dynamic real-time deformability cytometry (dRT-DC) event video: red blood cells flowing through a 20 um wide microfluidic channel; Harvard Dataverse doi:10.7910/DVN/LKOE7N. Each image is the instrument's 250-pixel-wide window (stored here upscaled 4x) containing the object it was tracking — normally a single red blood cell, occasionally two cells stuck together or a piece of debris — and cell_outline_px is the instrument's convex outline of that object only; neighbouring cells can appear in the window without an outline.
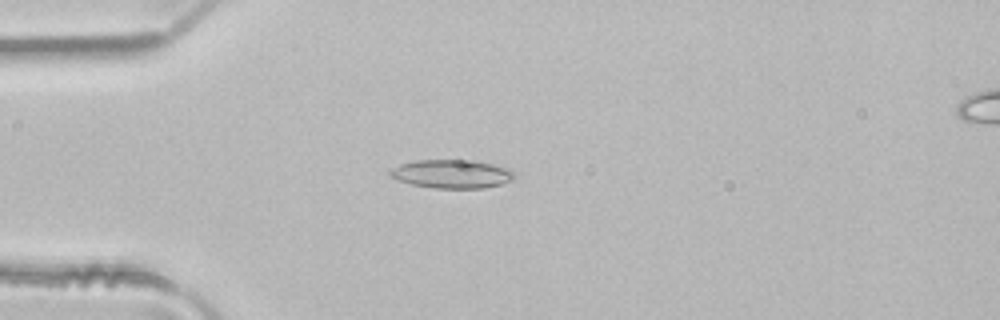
{"species": "common noctule bat (a hibernating species)", "species_latin": "Nyctalus noctula", "temperature_condition": "room temperature", "stored_images_in_passage": 46, "camera_frame_rate_fps": 3000, "um_per_image_px": 0.085, "animal": {"sex": "male", "body_mass_g": 21.5, "forearm_length_mm": 52.0}, "frame": {"image": 1, "passage_image": 10, "time_ms": 3.0, "image_size_px": [1000, 320], "cell_outline_px": [[516, 176], [512, 180], [500, 184], [484, 188], [432, 188], [412, 184], [396, 180], [388, 176], [388, 172], [392, 168], [400, 164], [416, 160], [472, 160], [512, 168], [516, 172]], "centroid_in_image_um": [38.41, 14.78], "position_along_channel_um": 46.6, "area_um2": 20.98}}
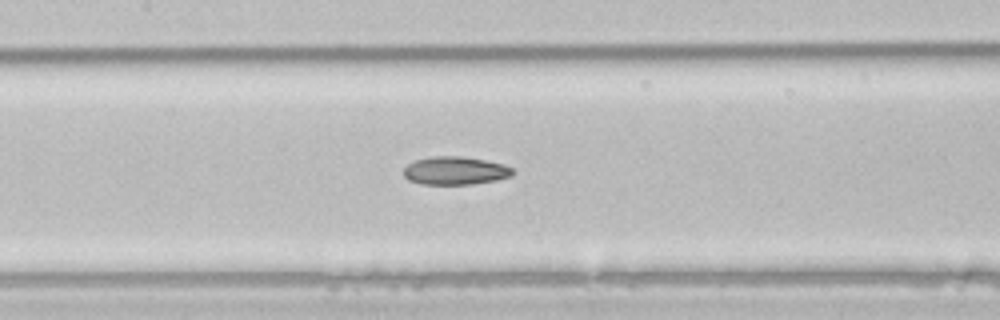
{"frame": {"image": 2, "passage_image": 20, "time_ms": 6.333, "image_size_px": [1000, 320], "cell_outline_px": [[512, 176], [496, 180], [472, 184], [420, 184], [408, 180], [404, 176], [404, 168], [412, 160], [432, 156], [460, 156], [484, 160], [504, 164], [512, 168]], "centroid_in_image_um": [38.65, 14.5], "position_along_channel_um": 168.7, "area_um2": 17.92}}
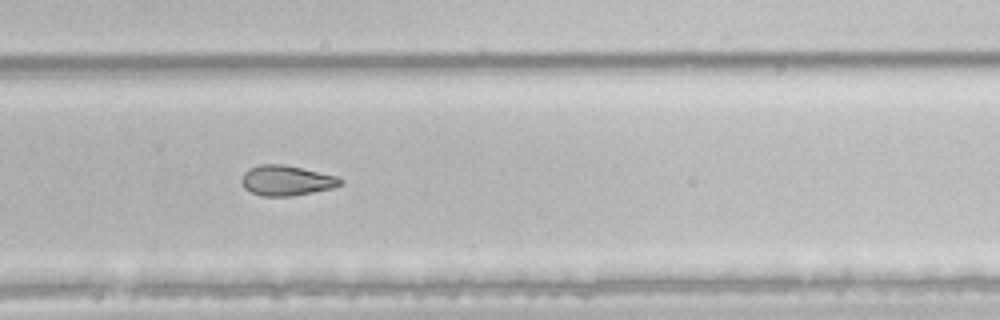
{"frame": {"image": 3, "passage_image": 30, "time_ms": 9.667, "image_size_px": [1000, 320], "cell_outline_px": [[344, 184], [332, 188], [292, 196], [260, 196], [244, 188], [240, 180], [244, 172], [248, 168], [260, 164], [280, 164], [300, 168], [336, 176], [344, 180]], "centroid_in_image_um": [24.32, 15.35], "position_along_channel_um": 305.5, "area_um2": 17.34}, "authors_computed_cell_mechanics": {"area_um2": 20.1433, "velocity_mm_per_s": 4.1228, "shape_relaxation_time_tau1_ms": null, "shape_relaxation_time_tau2_ms": 4.4468, "deformation_change_tau1": null, "deformation_change_tau2": 0.1107}}